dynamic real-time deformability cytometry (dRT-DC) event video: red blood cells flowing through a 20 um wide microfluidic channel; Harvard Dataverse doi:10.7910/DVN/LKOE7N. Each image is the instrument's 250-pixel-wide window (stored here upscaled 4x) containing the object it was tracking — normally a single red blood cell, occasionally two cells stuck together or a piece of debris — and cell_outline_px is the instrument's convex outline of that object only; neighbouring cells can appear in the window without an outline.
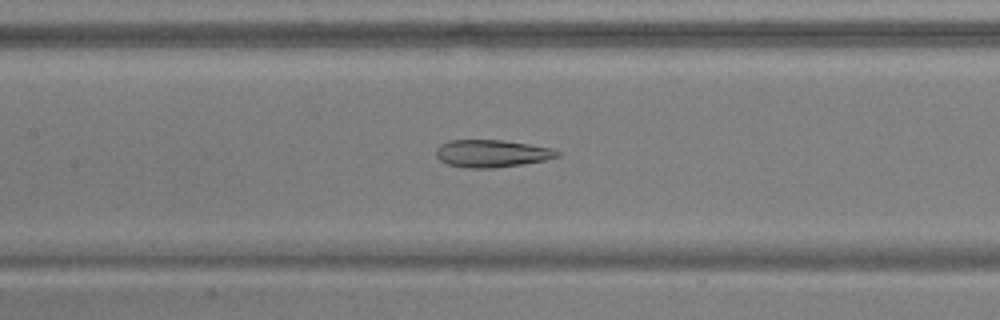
{"species": "common noctule bat (a hibernating species)", "species_latin": "Nyctalus noctula", "temperature_condition": "warm", "stored_images_in_passage": 43, "camera_frame_rate_fps": 3000, "um_per_image_px": 0.085, "animal": {"sex": "male", "body_mass_g": 17.9, "forearm_length_mm": 54.2}, "frame": {"image": 1, "passage_image": 20, "time_ms": 6.333, "image_size_px": [1000, 320], "cell_outline_px": [[560, 156], [544, 160], [524, 164], [492, 168], [468, 168], [448, 164], [440, 160], [436, 156], [436, 148], [440, 144], [448, 140], [500, 140], [528, 144], [548, 148], [560, 152]], "centroid_in_image_um": [41.76, 13.05], "position_along_channel_um": 165.6, "area_um2": 19.25}}
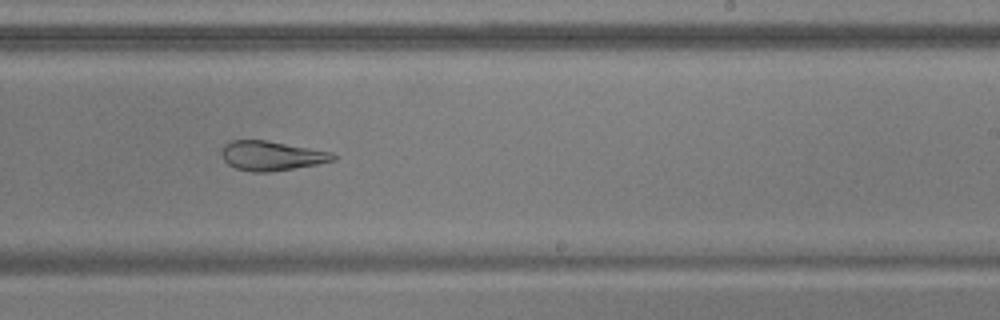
{"frame": {"image": 2, "passage_image": 28, "time_ms": 9.0, "image_size_px": [1000, 320], "cell_outline_px": [[336, 160], [316, 164], [268, 172], [252, 172], [236, 168], [228, 164], [224, 160], [220, 152], [224, 144], [232, 140], [264, 140], [332, 152], [336, 156]], "centroid_in_image_um": [23.04, 13.24], "position_along_channel_um": 266.0, "area_um2": 18.96}}
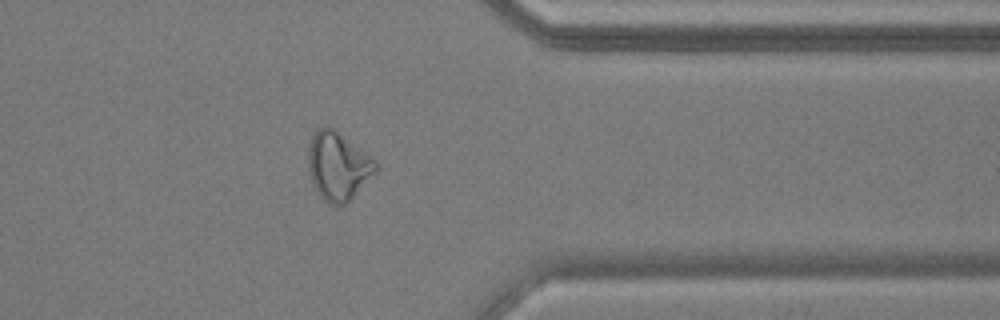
{"frame": {"image": 3, "passage_image": 38, "time_ms": 12.333, "image_size_px": [1000, 320], "cell_outline_px": [[376, 172], [344, 204], [332, 204], [324, 200], [320, 196], [312, 180], [308, 164], [308, 148], [312, 136], [320, 128], [332, 128], [376, 160]], "centroid_in_image_um": [28.72, 14.11], "position_along_channel_um": 382.7, "area_um2": 25.78}, "authors_computed_cell_mechanics": {"area_um2": 23.12, "velocity_mm_per_s": 3.7733, "shape_relaxation_time_tau1_ms": null, "shape_relaxation_time_tau2_ms": 2.9237, "deformation_change_tau1": null, "deformation_change_tau2": 0.0978}}